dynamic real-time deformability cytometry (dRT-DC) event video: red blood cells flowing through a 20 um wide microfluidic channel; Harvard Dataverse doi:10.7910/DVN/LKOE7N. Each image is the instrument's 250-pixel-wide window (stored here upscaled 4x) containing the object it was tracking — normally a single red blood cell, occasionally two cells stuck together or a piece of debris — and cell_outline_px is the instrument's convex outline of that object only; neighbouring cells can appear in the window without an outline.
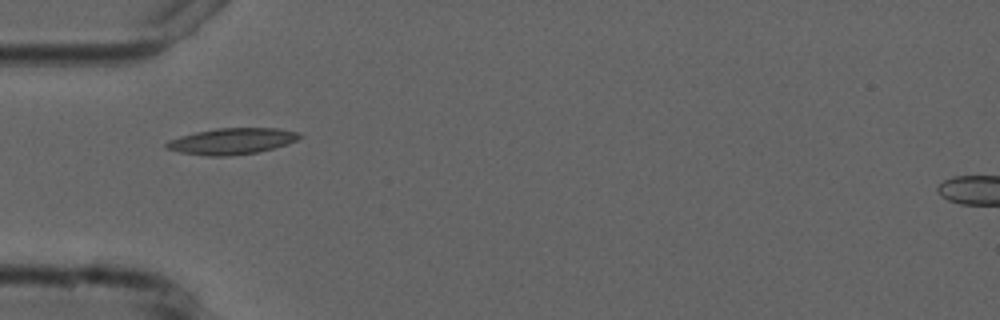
{"species": "common noctule bat (a hibernating species)", "species_latin": "Nyctalus noctula", "temperature_condition": "cold", "stored_images_in_passage": 6, "camera_frame_rate_fps": 3000, "um_per_image_px": 0.085, "animal": {"sex": "male", "forearm_length_mm": 52.5}, "frame": {"image": 1, "passage_image": 6, "time_ms": 5.667, "image_size_px": [1000, 320], "cell_outline_px": [[304, 136], [288, 144], [256, 152], [228, 156], [208, 156], [180, 152], [168, 148], [164, 144], [168, 140], [180, 136], [196, 132], [216, 128], [280, 128], [300, 132]], "centroid_in_image_um": [19.75, 11.99], "position_along_channel_um": 65.3, "area_um2": 20.29}}